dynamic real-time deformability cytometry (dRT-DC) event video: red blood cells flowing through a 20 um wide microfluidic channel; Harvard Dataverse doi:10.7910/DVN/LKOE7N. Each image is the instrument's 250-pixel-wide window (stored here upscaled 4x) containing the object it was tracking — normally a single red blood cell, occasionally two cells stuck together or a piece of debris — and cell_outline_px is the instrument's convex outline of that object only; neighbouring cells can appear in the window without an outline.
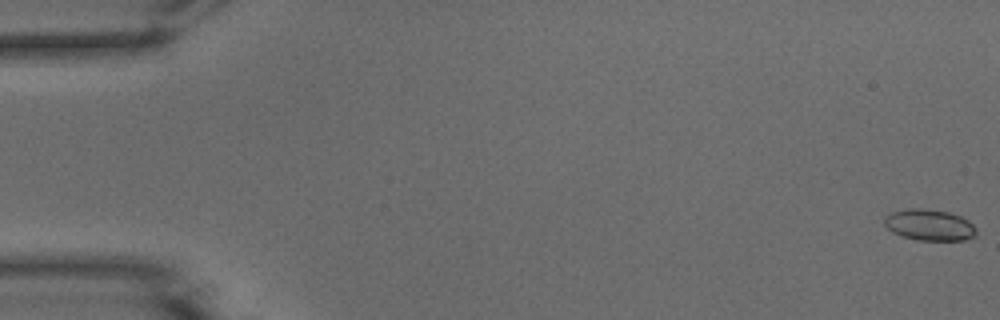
{"species": "common noctule bat (a hibernating species)", "species_latin": "Nyctalus noctula", "temperature_condition": "warm", "stored_images_in_passage": 16, "camera_frame_rate_fps": 3000, "um_per_image_px": 0.085, "animal": {"sex": "male", "body_mass_g": 15.6}, "frame": {"image": 1, "passage_image": 1, "time_ms": 0.0, "image_size_px": [1000, 320], "cell_outline_px": [[976, 236], [964, 240], [916, 240], [900, 236], [892, 232], [884, 224], [884, 216], [892, 212], [908, 208], [920, 208], [948, 212], [960, 216], [968, 220], [976, 228]], "centroid_in_image_um": [78.98, 19.13], "position_along_channel_um": 6.0, "area_um2": 16.82}}
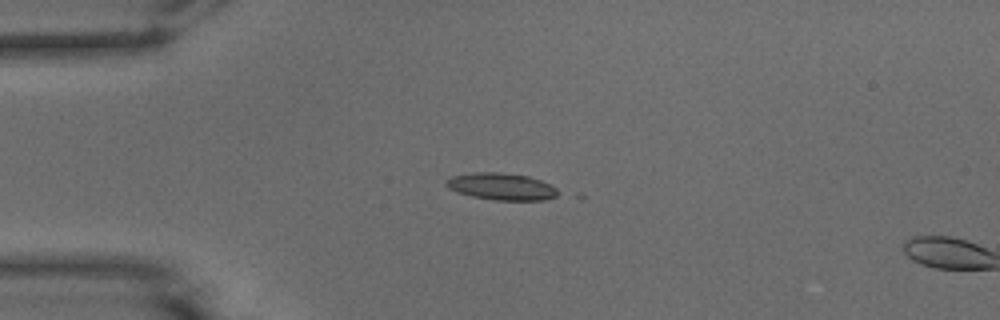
{"frame": {"image": 2, "passage_image": 14, "time_ms": 4.333, "image_size_px": [1000, 320], "cell_outline_px": [[556, 196], [544, 200], [496, 200], [472, 196], [456, 192], [448, 188], [444, 184], [444, 180], [452, 176], [472, 172], [500, 172], [528, 176], [540, 180], [556, 188]], "centroid_in_image_um": [42.55, 15.84], "position_along_channel_um": 42.5, "area_um2": 17.51}}